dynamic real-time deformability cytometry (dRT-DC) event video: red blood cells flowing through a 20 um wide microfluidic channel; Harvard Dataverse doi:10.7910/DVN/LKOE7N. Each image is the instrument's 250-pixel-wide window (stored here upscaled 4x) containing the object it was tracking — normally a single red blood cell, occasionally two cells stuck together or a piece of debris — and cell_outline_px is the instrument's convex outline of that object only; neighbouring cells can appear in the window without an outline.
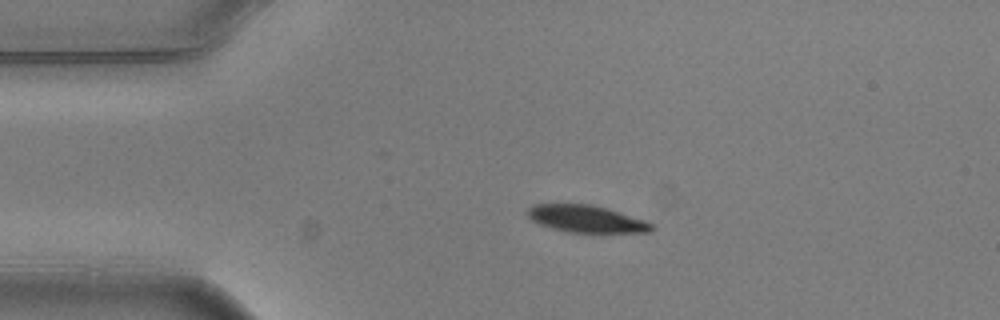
{"species": "common noctule bat (a hibernating species)", "species_latin": "Nyctalus noctula", "temperature_condition": "warm", "stored_images_in_passage": 3, "camera_frame_rate_fps": 3000, "um_per_image_px": 0.085, "animal": {"sex": "male", "body_mass_g": 20.5, "forearm_length_mm": 52.5}, "frame": {"image": 1, "passage_image": 2, "time_ms": 0.333, "image_size_px": [1000, 320], "cell_outline_px": [[656, 228], [652, 232], [568, 232], [552, 228], [540, 224], [532, 220], [528, 216], [528, 208], [532, 204], [592, 204], [608, 208], [644, 220], [652, 224]], "centroid_in_image_um": [49.85, 18.6], "position_along_channel_um": 35.2, "area_um2": 19.54}}